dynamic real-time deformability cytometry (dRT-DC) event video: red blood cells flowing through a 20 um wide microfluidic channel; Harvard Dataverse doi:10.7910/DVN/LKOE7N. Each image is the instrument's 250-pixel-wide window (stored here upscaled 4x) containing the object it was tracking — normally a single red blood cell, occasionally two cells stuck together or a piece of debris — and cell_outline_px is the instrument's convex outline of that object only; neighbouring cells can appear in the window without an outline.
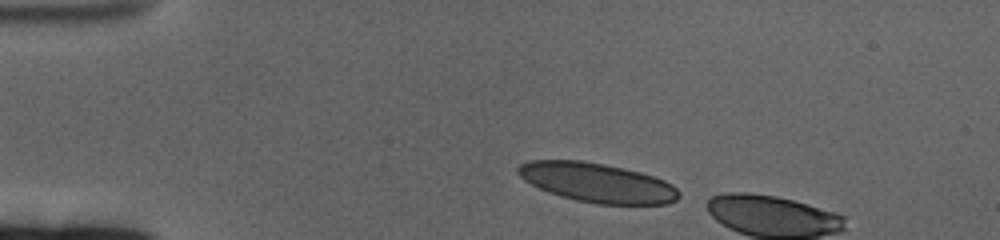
{"species": "human", "species_latin": "Homo sapiens", "temperature_condition": "cold", "stored_images_in_passage": 5, "camera_frame_rate_fps": 3000, "um_per_image_px": 0.085, "donor": {"sex": "female"}, "frame": {"image": 1, "passage_image": 1, "time_ms": 0.0, "image_size_px": [1000, 240], "cell_outline_px": [[680, 196], [676, 200], [668, 204], [596, 204], [576, 200], [540, 188], [524, 180], [516, 172], [516, 168], [520, 164], [528, 160], [580, 160], [604, 164], [640, 172], [664, 180], [672, 184], [680, 192]], "centroid_in_image_um": [50.77, 15.52], "position_along_channel_um": 34.2, "area_um2": 36.65}}